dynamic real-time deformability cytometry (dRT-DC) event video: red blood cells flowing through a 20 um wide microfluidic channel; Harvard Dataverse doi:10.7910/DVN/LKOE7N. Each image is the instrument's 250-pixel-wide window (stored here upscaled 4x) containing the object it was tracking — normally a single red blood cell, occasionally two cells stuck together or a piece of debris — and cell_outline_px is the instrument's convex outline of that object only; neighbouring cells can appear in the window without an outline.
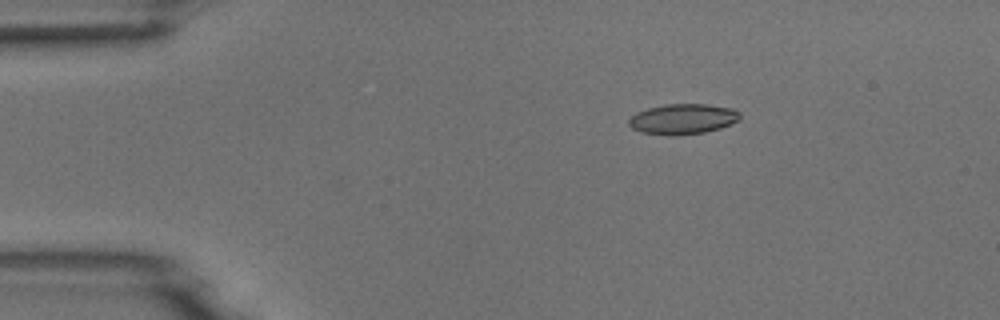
{"species": "common noctule bat (a hibernating species)", "species_latin": "Nyctalus noctula", "temperature_condition": "room temperature", "stored_images_in_passage": 4, "segment_of_instrument_passage": [1, 2], "camera_frame_rate_fps": 3000, "um_per_image_px": 0.085, "animal": {"sex": "male", "body_mass_g": 18.8}, "frame": {"image": 1, "passage_image": 2, "time_ms": 1.0, "image_size_px": [1000, 320], "cell_outline_px": [[740, 120], [732, 124], [720, 128], [704, 132], [676, 136], [668, 136], [640, 132], [632, 128], [628, 124], [628, 120], [636, 112], [648, 108], [664, 104], [708, 104], [732, 108], [740, 112]], "centroid_in_image_um": [58.04, 10.12], "position_along_channel_um": 27.0, "area_um2": 19.94}}